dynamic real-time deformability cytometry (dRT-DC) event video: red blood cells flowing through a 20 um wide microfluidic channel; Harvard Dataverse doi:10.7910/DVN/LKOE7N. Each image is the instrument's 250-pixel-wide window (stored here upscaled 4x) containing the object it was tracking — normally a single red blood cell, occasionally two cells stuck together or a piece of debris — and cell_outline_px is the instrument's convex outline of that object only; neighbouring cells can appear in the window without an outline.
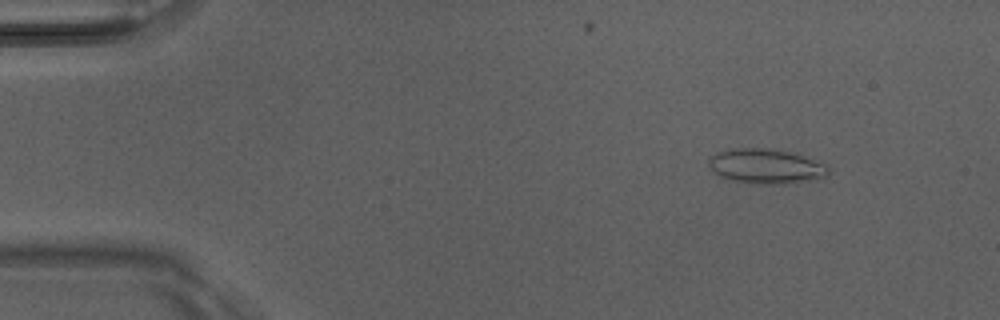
{"species": "Egyptian fruit bat (a non-hibernating species)", "species_latin": "Rousettus aegyptiacus", "temperature_condition": "room temperature", "stored_images_in_passage": 6, "camera_frame_rate_fps": 3000, "um_per_image_px": 0.085, "animal": {"sex": "male"}, "frame": {"image": 1, "passage_image": 1, "time_ms": 0.0, "image_size_px": [1000, 320], "cell_outline_px": [[828, 172], [824, 176], [816, 180], [784, 184], [756, 184], [736, 180], [720, 176], [708, 164], [708, 160], [716, 152], [728, 148], [768, 148], [788, 152], [828, 164]], "centroid_in_image_um": [65.12, 14.13], "position_along_channel_um": 19.9, "area_um2": 24.1}}